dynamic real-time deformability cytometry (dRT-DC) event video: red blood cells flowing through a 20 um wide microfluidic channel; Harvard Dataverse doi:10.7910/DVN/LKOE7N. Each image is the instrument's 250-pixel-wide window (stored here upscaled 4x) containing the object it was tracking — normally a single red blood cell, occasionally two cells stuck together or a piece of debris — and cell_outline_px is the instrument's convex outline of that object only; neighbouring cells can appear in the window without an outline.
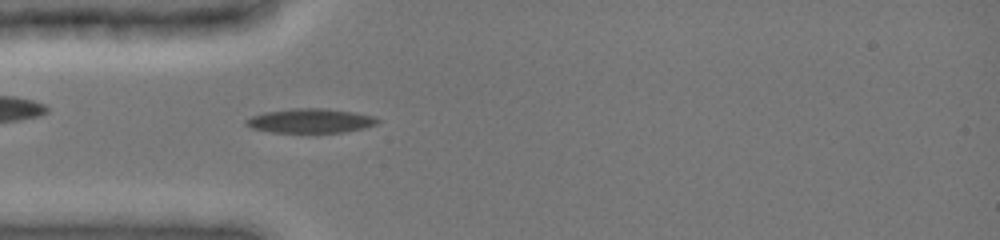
{"species": "common noctule bat (a hibernating species)", "species_latin": "Nyctalus noctula", "temperature_condition": "cold", "stored_images_in_passage": 19, "camera_frame_rate_fps": 3000, "um_per_image_px": 0.085, "animal": {"sex": "female", "body_mass_g": 19.0, "forearm_length_mm": 51.5}, "frame": {"image": 1, "passage_image": 4, "time_ms": 0.667, "image_size_px": [1000, 240], "cell_outline_px": [[380, 120], [376, 124], [364, 128], [344, 132], [272, 132], [252, 128], [244, 124], [244, 120], [252, 116], [264, 112], [292, 108], [328, 108], [352, 112], [372, 116]], "centroid_in_image_um": [26.35, 10.26], "position_along_channel_um": 58.6, "area_um2": 18.55}}
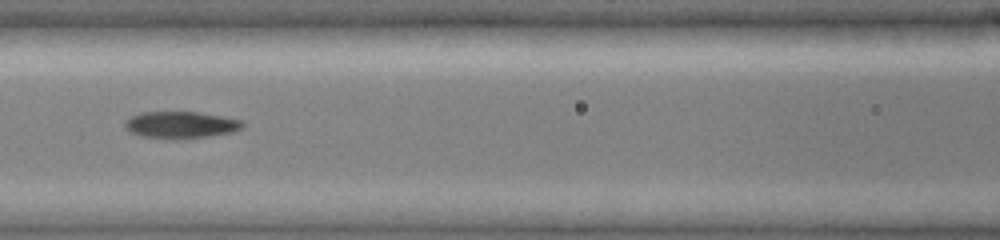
{"frame": {"image": 2, "passage_image": 14, "time_ms": 3.0, "image_size_px": [1000, 240], "cell_outline_px": [[244, 124], [240, 128], [232, 132], [208, 136], [172, 140], [140, 136], [124, 128], [124, 120], [140, 112], [196, 112], [244, 120]], "centroid_in_image_um": [15.32, 10.62], "position_along_channel_um": 151.3, "area_um2": 18.5}}
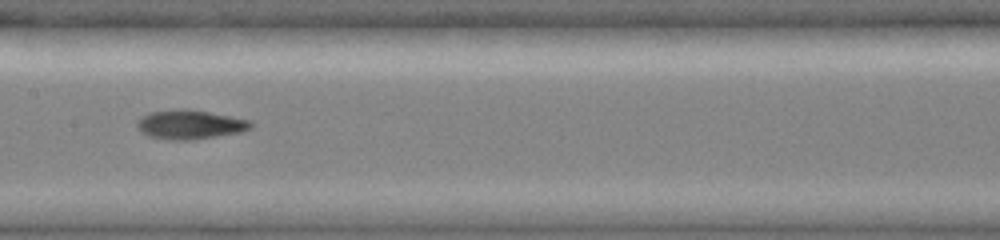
{"frame": {"image": 3, "passage_image": 18, "time_ms": 4.0, "image_size_px": [1000, 240], "cell_outline_px": [[252, 128], [240, 132], [192, 140], [172, 140], [148, 136], [136, 128], [136, 124], [148, 112], [184, 108], [208, 112], [248, 120], [252, 124]], "centroid_in_image_um": [16.11, 10.59], "position_along_channel_um": 191.3, "area_um2": 19.07}}